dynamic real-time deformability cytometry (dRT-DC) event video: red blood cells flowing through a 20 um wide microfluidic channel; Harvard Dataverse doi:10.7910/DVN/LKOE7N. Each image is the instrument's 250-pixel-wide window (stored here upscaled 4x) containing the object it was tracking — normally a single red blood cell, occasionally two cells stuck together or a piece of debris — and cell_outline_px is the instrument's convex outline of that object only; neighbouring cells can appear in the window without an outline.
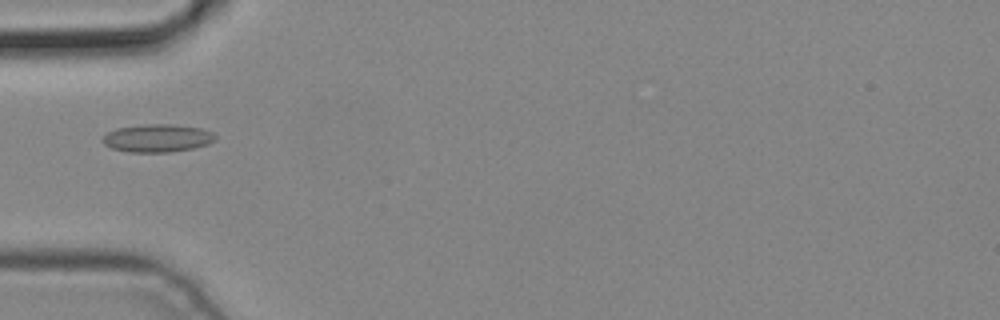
{"species": "common noctule bat (a hibernating species)", "species_latin": "Nyctalus noctula", "temperature_condition": "cold", "stored_images_in_passage": 4, "camera_frame_rate_fps": 3000, "um_per_image_px": 0.085, "animal": {"sex": "male", "body_mass_g": 19.2, "forearm_length_mm": 51.8}, "frame": {"image": 1, "passage_image": 3, "time_ms": 0.667, "image_size_px": [1000, 320], "cell_outline_px": [[216, 140], [208, 144], [192, 148], [172, 152], [128, 152], [112, 148], [104, 144], [100, 140], [108, 132], [116, 128], [144, 124], [172, 124], [200, 128], [212, 132], [216, 136]], "centroid_in_image_um": [13.37, 11.74], "position_along_channel_um": 71.6, "area_um2": 18.38}}
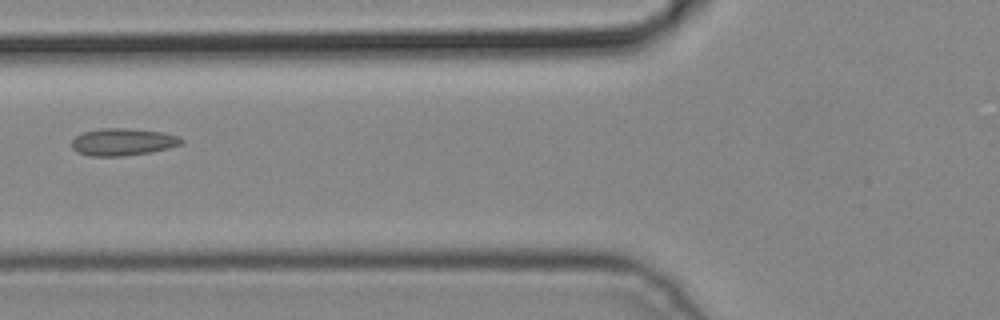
{"frame": {"image": 2, "passage_image": 4, "time_ms": 1.0, "image_size_px": [1000, 320], "cell_outline_px": [[184, 140], [180, 144], [168, 148], [148, 152], [124, 156], [88, 156], [76, 152], [72, 148], [72, 140], [76, 136], [84, 132], [100, 128], [124, 128], [164, 132], [176, 136]], "centroid_in_image_um": [10.39, 12.06], "position_along_channel_um": 115.4, "area_um2": 17.28}}